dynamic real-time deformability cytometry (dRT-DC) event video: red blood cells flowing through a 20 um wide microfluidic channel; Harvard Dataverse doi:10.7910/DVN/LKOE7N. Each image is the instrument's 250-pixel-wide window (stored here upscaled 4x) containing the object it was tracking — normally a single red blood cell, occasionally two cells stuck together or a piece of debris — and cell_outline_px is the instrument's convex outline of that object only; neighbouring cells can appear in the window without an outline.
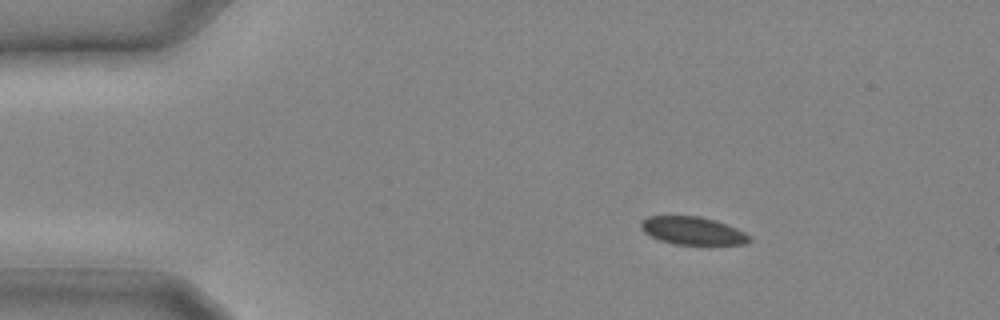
{"species": "common noctule bat (a hibernating species)", "species_latin": "Nyctalus noctula", "temperature_condition": "cold", "stored_images_in_passage": 23, "camera_frame_rate_fps": 3000, "um_per_image_px": 0.085, "animal": {"sex": "male", "body_mass_g": 20.4}, "frame": {"image": 1, "passage_image": 1, "time_ms": 0.0, "image_size_px": [1000, 320], "cell_outline_px": [[752, 240], [748, 244], [676, 244], [660, 240], [644, 232], [640, 228], [640, 224], [648, 216], [700, 216], [716, 220], [736, 228], [744, 232]], "centroid_in_image_um": [58.89, 19.61], "position_along_channel_um": 26.1, "area_um2": 17.46}}
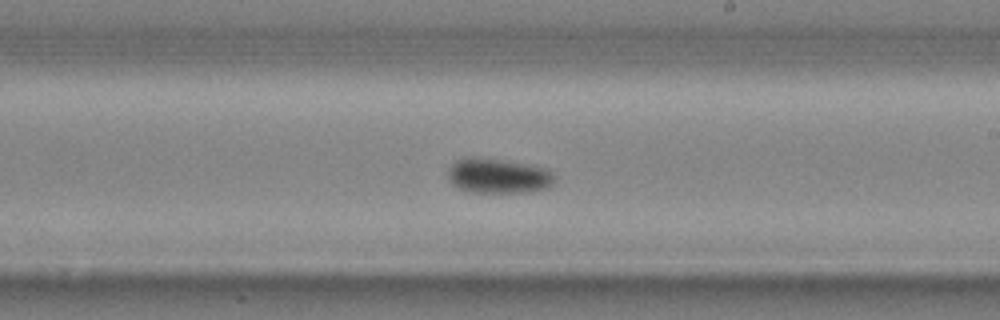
{"frame": {"image": 2, "passage_image": 13, "time_ms": 4.0, "image_size_px": [1000, 320], "cell_outline_px": [[556, 180], [548, 188], [532, 192], [468, 192], [452, 184], [448, 180], [448, 168], [456, 160], [464, 156], [476, 156], [548, 168], [556, 176]], "centroid_in_image_um": [42.35, 14.94], "position_along_channel_um": 246.7, "area_um2": 22.02}}
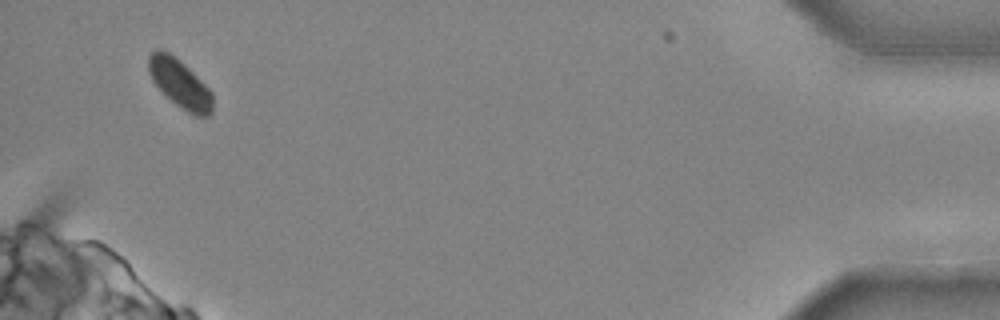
{"frame": {"image": 3, "passage_image": 23, "time_ms": 7.333, "image_size_px": [1000, 320], "cell_outline_px": [[212, 112], [208, 116], [196, 116], [188, 112], [176, 104], [152, 80], [148, 72], [148, 56], [156, 48], [160, 48], [168, 52], [180, 60], [212, 92]], "centroid_in_image_um": [15.27, 7.07], "position_along_channel_um": 419.9, "area_um2": 17.74}}